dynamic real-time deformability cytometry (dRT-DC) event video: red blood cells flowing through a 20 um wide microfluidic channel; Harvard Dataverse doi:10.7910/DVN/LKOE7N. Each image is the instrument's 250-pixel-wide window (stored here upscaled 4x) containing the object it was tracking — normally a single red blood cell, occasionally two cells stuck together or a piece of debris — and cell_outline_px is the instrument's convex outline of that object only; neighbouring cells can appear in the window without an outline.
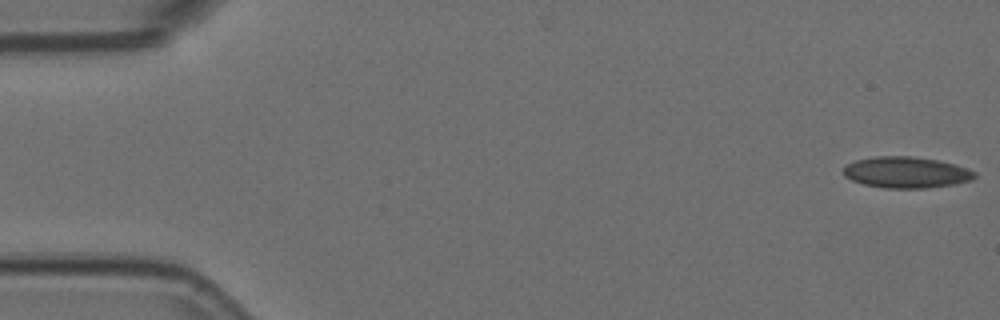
{"species": "Egyptian fruit bat (a non-hibernating species)", "species_latin": "Rousettus aegyptiacus", "temperature_condition": "room temperature", "stored_images_in_passage": 3, "camera_frame_rate_fps": 3000, "um_per_image_px": 0.085, "animal": {"sex": "female"}, "frame": {"image": 1, "passage_image": 1, "time_ms": 0.0, "image_size_px": [1000, 320], "cell_outline_px": [[976, 176], [972, 180], [952, 184], [928, 188], [884, 188], [864, 184], [852, 180], [844, 176], [844, 168], [848, 164], [856, 160], [872, 156], [912, 156], [940, 160], [956, 164], [968, 168], [976, 172]], "centroid_in_image_um": [77.06, 14.64], "position_along_channel_um": 7.9, "area_um2": 23.99}}